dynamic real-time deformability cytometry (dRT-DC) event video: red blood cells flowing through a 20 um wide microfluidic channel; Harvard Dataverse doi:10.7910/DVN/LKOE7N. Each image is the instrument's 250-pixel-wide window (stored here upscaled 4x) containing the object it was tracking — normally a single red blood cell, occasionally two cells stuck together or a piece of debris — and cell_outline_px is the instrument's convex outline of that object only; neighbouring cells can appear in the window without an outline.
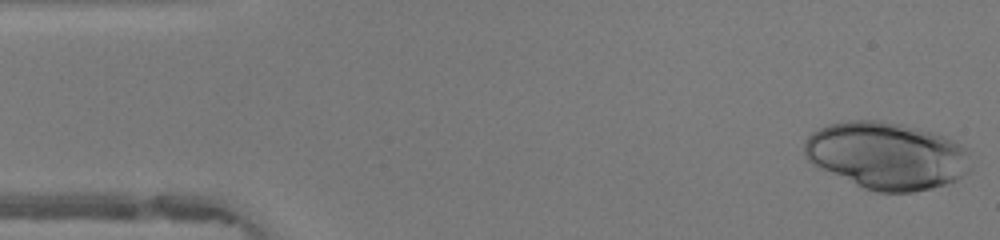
{"species": "human", "species_latin": "Homo sapiens", "temperature_condition": "warm", "stored_images_in_passage": 47, "camera_frame_rate_fps": 3000, "um_per_image_px": 0.085, "donor": {"sex": "female"}, "frame": {"image": 1, "passage_image": 1, "time_ms": 0.0, "image_size_px": [1000, 240], "cell_outline_px": [[972, 168], [968, 172], [956, 180], [932, 188], [912, 192], [876, 192], [864, 188], [816, 168], [804, 156], [804, 140], [812, 132], [828, 124], [848, 120], [880, 120], [920, 128], [944, 136], [968, 148]], "centroid_in_image_um": [75.36, 13.23], "position_along_channel_um": 9.6, "area_um2": 65.78}}